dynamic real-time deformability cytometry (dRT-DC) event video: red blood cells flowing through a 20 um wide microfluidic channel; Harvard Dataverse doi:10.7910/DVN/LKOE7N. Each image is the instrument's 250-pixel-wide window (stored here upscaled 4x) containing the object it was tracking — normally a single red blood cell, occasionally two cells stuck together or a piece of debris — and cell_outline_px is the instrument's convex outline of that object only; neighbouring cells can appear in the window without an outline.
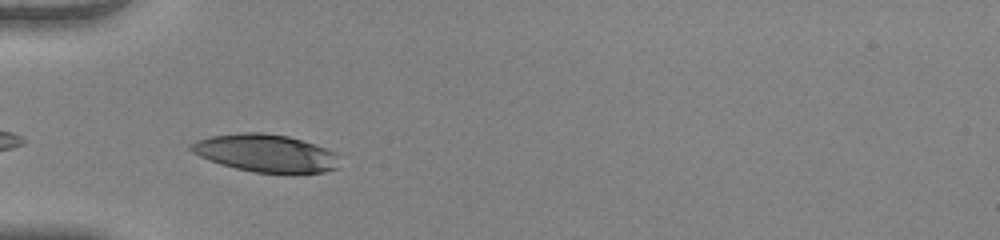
{"species": "human", "species_latin": "Homo sapiens", "temperature_condition": "warm", "stored_images_in_passage": 17, "camera_frame_rate_fps": 3000, "um_per_image_px": 0.085, "donor": {"sex": "female"}, "frame": {"image": 1, "passage_image": 2, "time_ms": 0.333, "image_size_px": [1000, 240], "cell_outline_px": [[340, 168], [324, 172], [256, 172], [236, 168], [220, 164], [208, 160], [192, 152], [188, 148], [188, 144], [196, 140], [208, 136], [240, 132], [264, 132], [288, 136], [316, 144], [336, 152], [340, 156]], "centroid_in_image_um": [22.59, 12.99], "position_along_channel_um": 62.4, "area_um2": 32.89}}
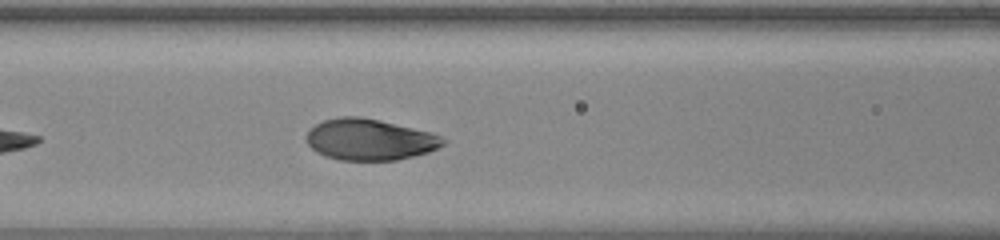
{"frame": {"image": 2, "passage_image": 8, "time_ms": 2.333, "image_size_px": [1000, 240], "cell_outline_px": [[448, 140], [444, 144], [428, 152], [396, 160], [340, 160], [324, 156], [316, 152], [308, 144], [308, 132], [316, 124], [324, 120], [340, 116], [360, 116], [380, 120], [432, 132]], "centroid_in_image_um": [31.44, 11.86], "position_along_channel_um": 135.2, "area_um2": 32.77}}
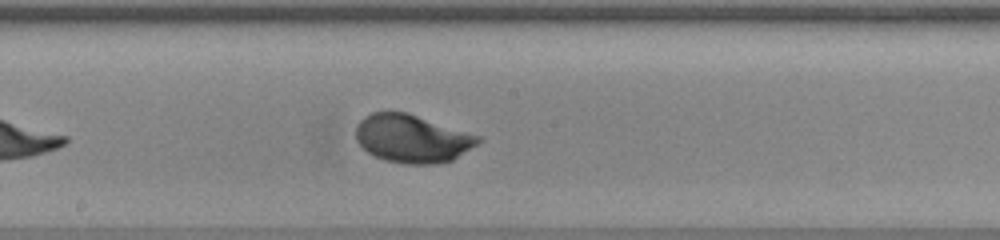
{"frame": {"image": 3, "passage_image": 14, "time_ms": 4.333, "image_size_px": [1000, 240], "cell_outline_px": [[484, 140], [452, 160], [436, 164], [404, 164], [384, 160], [368, 152], [356, 140], [356, 124], [364, 116], [372, 112], [408, 112], [484, 136]], "centroid_in_image_um": [35.08, 11.77], "position_along_channel_um": 213.1, "area_um2": 34.68}}